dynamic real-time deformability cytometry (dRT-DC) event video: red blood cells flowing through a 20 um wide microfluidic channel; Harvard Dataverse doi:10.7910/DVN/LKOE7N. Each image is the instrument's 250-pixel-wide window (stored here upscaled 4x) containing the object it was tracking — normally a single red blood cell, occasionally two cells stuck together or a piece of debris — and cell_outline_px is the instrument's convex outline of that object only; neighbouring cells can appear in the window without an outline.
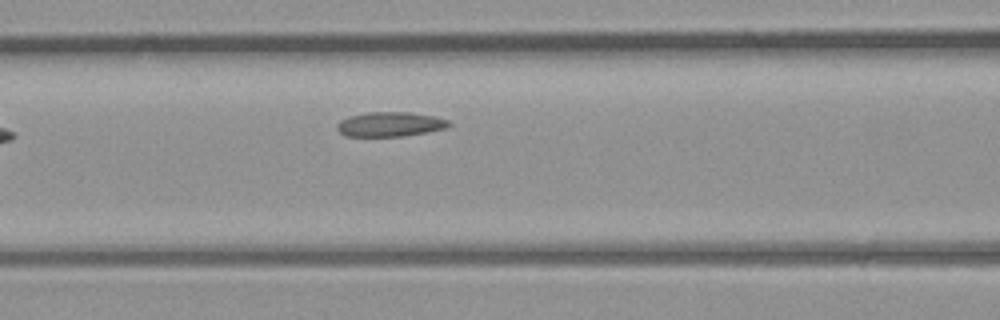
{"species": "common noctule bat (a hibernating species)", "species_latin": "Nyctalus noctula", "temperature_condition": "room temperature", "stored_images_in_passage": 7, "camera_frame_rate_fps": 3000, "um_per_image_px": 0.085, "animal": {"sex": "male", "body_mass_g": 23.1, "forearm_length_mm": 52.7}, "frame": {"image": 1, "passage_image": 7, "time_ms": 6.667, "image_size_px": [1000, 320], "cell_outline_px": [[452, 124], [448, 128], [428, 132], [404, 136], [344, 136], [336, 128], [336, 124], [340, 120], [348, 116], [368, 112], [408, 112], [432, 116], [448, 120]], "centroid_in_image_um": [33.14, 10.56], "position_along_channel_um": 133.5, "area_um2": 16.13}}